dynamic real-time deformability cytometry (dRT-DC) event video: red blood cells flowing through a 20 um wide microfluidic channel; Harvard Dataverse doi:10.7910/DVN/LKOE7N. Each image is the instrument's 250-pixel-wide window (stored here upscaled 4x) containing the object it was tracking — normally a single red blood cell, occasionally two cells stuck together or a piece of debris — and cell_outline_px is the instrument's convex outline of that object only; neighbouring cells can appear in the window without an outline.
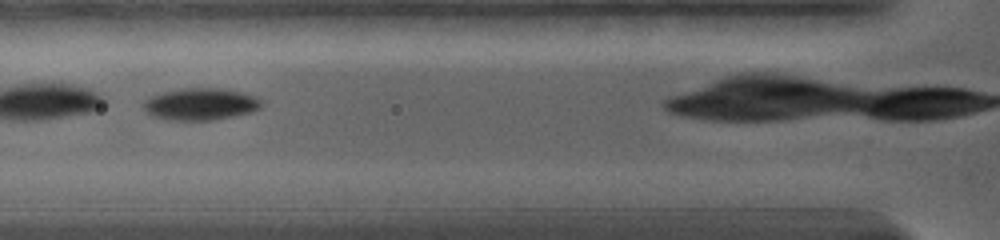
{"species": "common noctule bat (a hibernating species)", "species_latin": "Nyctalus noctula", "temperature_condition": "warm", "stored_images_in_passage": 5, "camera_frame_rate_fps": 5000, "um_per_image_px": 0.085, "animal": {"sex": "female", "body_mass_g": 19.0, "forearm_length_mm": 56.7}, "frame": {"image": 1, "passage_image": 3, "time_ms": 1.4, "image_size_px": [1000, 240], "cell_outline_px": [[260, 108], [252, 112], [212, 120], [168, 120], [152, 116], [144, 108], [144, 100], [148, 96], [164, 92], [184, 88], [228, 88], [256, 96], [260, 100]], "centroid_in_image_um": [17.04, 8.84], "position_along_channel_um": 108.8, "area_um2": 22.02}}